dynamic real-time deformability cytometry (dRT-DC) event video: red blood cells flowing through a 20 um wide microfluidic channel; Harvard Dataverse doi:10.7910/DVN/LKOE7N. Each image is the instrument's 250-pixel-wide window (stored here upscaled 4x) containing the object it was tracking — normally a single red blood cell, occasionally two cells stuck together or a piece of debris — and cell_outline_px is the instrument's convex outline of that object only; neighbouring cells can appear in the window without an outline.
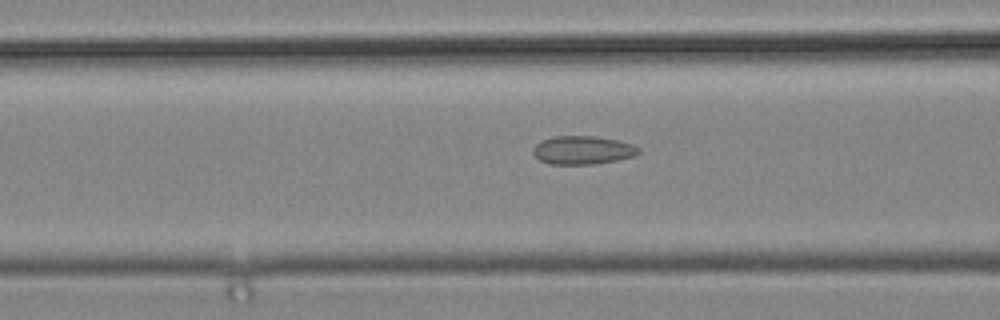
{"species": "common noctule bat (a hibernating species)", "species_latin": "Nyctalus noctula", "temperature_condition": "cold", "stored_images_in_passage": 20, "camera_frame_rate_fps": 3000, "um_per_image_px": 0.085, "animal": {"sex": "male", "body_mass_g": 19.2, "forearm_length_mm": 51.8}, "frame": {"image": 1, "passage_image": 6, "time_ms": 1.667, "image_size_px": [1000, 320], "cell_outline_px": [[640, 152], [632, 156], [616, 160], [592, 164], [548, 164], [540, 160], [532, 152], [532, 148], [540, 140], [552, 136], [596, 136], [616, 140], [632, 144], [640, 148]], "centroid_in_image_um": [49.48, 12.75], "position_along_channel_um": 117.1, "area_um2": 17.46}}
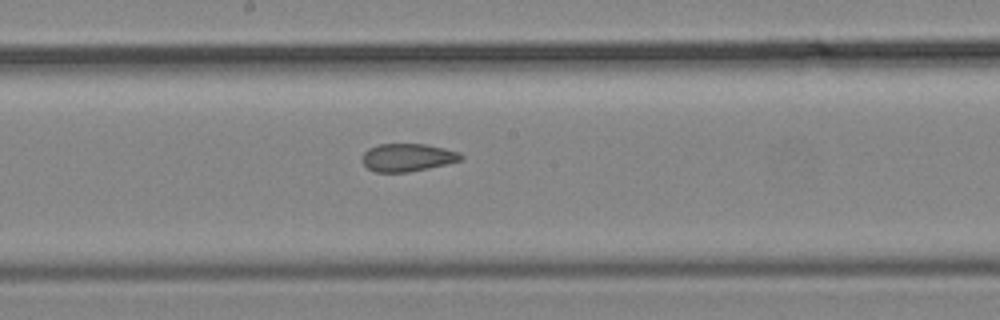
{"frame": {"image": 2, "passage_image": 13, "time_ms": 4.0, "image_size_px": [1000, 320], "cell_outline_px": [[464, 156], [460, 160], [428, 168], [408, 172], [376, 172], [368, 168], [360, 160], [364, 152], [368, 148], [380, 144], [424, 144], [444, 148], [460, 152]], "centroid_in_image_um": [34.61, 13.38], "position_along_channel_um": 213.6, "area_um2": 15.95}}
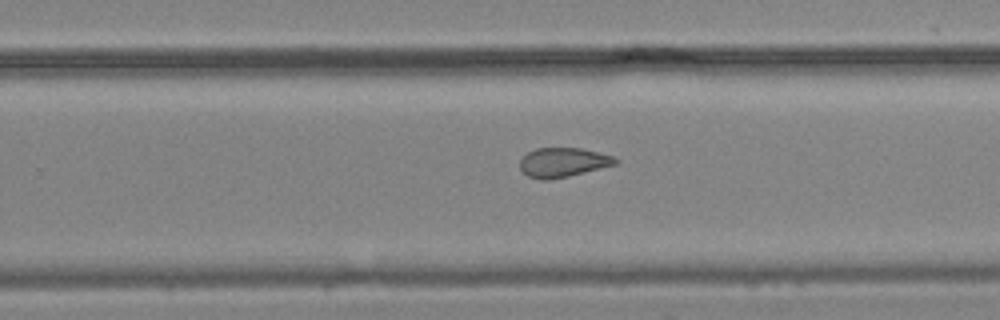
{"frame": {"image": 3, "passage_image": 18, "time_ms": 5.667, "image_size_px": [1000, 320], "cell_outline_px": [[620, 160], [616, 164], [568, 176], [548, 180], [540, 180], [528, 176], [520, 168], [520, 160], [528, 152], [536, 148], [580, 148], [612, 156]], "centroid_in_image_um": [47.83, 13.8], "position_along_channel_um": 282.0, "area_um2": 16.13}}